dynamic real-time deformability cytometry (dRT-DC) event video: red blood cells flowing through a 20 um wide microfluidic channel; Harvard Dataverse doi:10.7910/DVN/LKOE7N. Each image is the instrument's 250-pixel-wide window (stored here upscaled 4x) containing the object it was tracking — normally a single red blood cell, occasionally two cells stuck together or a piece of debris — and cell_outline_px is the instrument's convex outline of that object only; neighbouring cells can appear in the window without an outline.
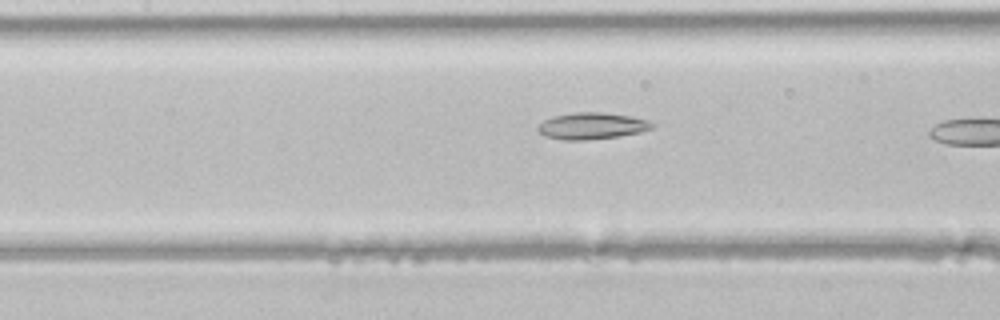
{"species": "common noctule bat (a hibernating species)", "species_latin": "Nyctalus noctula", "temperature_condition": "room temperature", "stored_images_in_passage": 6, "camera_frame_rate_fps": 3000, "um_per_image_px": 0.085, "animal": {"sex": "male", "body_mass_g": 21.5, "forearm_length_mm": 52.0}, "frame": {"image": 1, "passage_image": 5, "time_ms": 1.333, "image_size_px": [1000, 320], "cell_outline_px": [[656, 124], [652, 128], [640, 132], [620, 136], [584, 140], [564, 140], [544, 136], [536, 128], [544, 120], [552, 116], [576, 112], [600, 112], [628, 116], [648, 120]], "centroid_in_image_um": [50.3, 10.7], "position_along_channel_um": 157.1, "area_um2": 17.63}}